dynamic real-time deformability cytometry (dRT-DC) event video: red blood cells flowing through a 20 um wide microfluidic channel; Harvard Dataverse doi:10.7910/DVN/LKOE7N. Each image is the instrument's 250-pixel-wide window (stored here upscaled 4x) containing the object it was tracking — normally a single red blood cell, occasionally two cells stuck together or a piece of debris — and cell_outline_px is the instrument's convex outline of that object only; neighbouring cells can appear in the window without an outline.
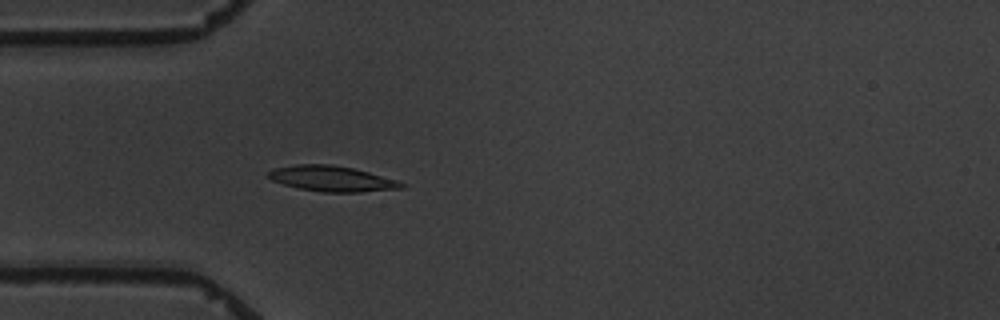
{"species": "common noctule bat (a hibernating species)", "species_latin": "Nyctalus noctula", "temperature_condition": "warm", "stored_images_in_passage": 4, "camera_frame_rate_fps": 3000, "um_per_image_px": 0.085, "animal": {"sex": "male", "body_mass_g": 19.5, "forearm_length_mm": 54.6}, "frame": {"image": 1, "passage_image": 4, "time_ms": 3.667, "image_size_px": [1000, 320], "cell_outline_px": [[408, 184], [404, 188], [360, 192], [324, 192], [300, 188], [284, 184], [272, 180], [264, 176], [272, 168], [296, 164], [332, 164], [352, 168], [368, 172], [396, 180]], "centroid_in_image_um": [28.19, 15.18], "position_along_channel_um": 56.8, "area_um2": 19.83}}